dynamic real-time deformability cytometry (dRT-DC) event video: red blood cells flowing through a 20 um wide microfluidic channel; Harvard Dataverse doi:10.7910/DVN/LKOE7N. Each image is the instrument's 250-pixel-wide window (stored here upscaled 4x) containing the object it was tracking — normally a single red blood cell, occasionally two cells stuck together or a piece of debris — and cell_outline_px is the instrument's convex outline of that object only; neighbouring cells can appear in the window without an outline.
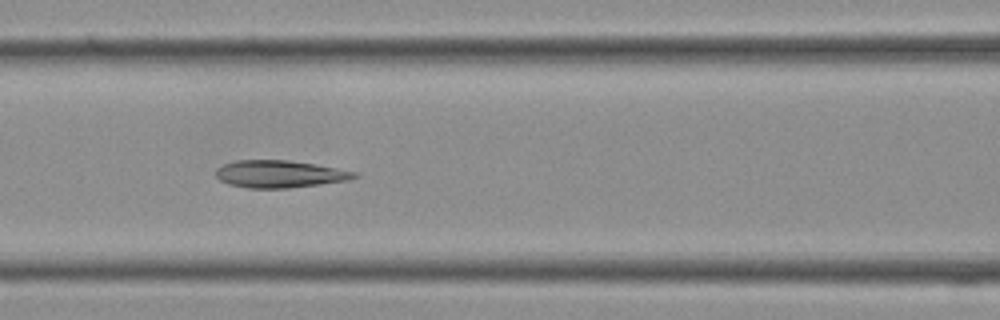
{"species": "Egyptian fruit bat (a non-hibernating species)", "species_latin": "Rousettus aegyptiacus", "temperature_condition": "cold", "stored_images_in_passage": 30, "camera_frame_rate_fps": 3000, "um_per_image_px": 0.085, "frame": {"image": 1, "passage_image": 8, "time_ms": 2.333, "image_size_px": [1000, 320], "cell_outline_px": [[360, 176], [348, 180], [320, 184], [288, 188], [248, 188], [228, 184], [220, 180], [216, 176], [216, 168], [224, 164], [236, 160], [288, 160], [360, 172]], "centroid_in_image_um": [23.77, 14.79], "position_along_channel_um": 142.8, "area_um2": 22.02}}
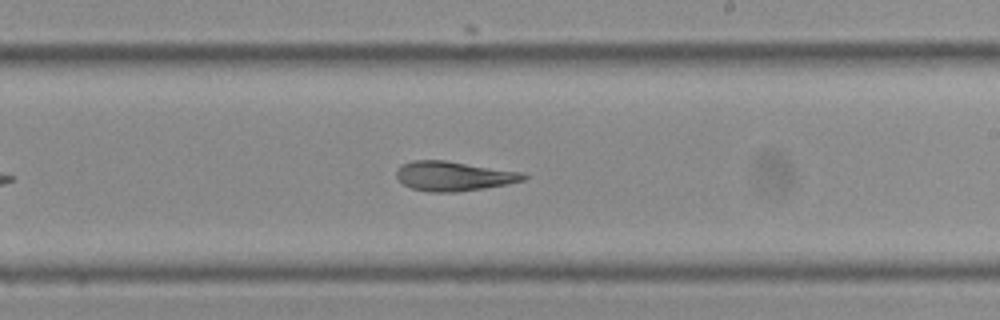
{"frame": {"image": 2, "passage_image": 14, "time_ms": 4.333, "image_size_px": [1000, 320], "cell_outline_px": [[528, 176], [524, 180], [484, 188], [456, 192], [432, 192], [412, 188], [404, 184], [396, 176], [396, 168], [400, 164], [412, 160], [444, 160], [524, 172]], "centroid_in_image_um": [38.54, 14.95], "position_along_channel_um": 250.5, "area_um2": 21.85}}
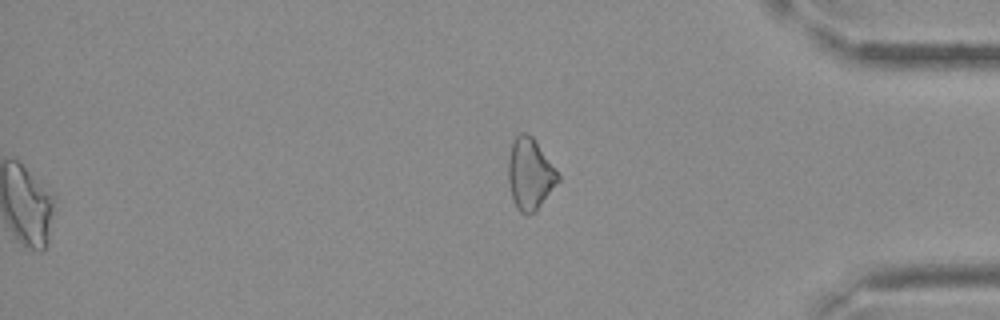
{"frame": {"image": 3, "passage_image": 30, "time_ms": 9.667, "image_size_px": [1000, 320], "cell_outline_px": [[560, 180], [536, 212], [528, 216], [520, 212], [516, 208], [512, 200], [508, 180], [508, 160], [512, 144], [516, 136], [520, 132], [524, 132], [532, 136], [556, 168], [560, 176]], "centroid_in_image_um": [45.05, 14.83], "position_along_channel_um": 390.1, "area_um2": 20.98}}